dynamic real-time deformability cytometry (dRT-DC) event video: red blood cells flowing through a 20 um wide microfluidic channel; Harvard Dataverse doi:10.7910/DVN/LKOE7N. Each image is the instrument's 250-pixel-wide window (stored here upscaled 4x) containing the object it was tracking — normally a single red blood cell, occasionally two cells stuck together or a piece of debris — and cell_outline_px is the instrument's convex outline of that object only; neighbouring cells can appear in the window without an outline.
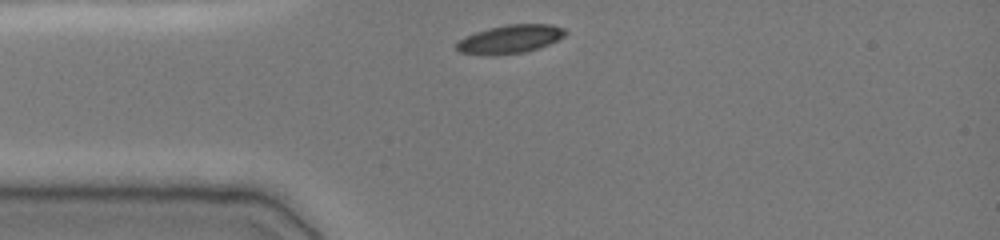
{"species": "common noctule bat (a hibernating species)", "species_latin": "Nyctalus noctula", "temperature_condition": "cold", "stored_images_in_passage": 31, "camera_frame_rate_fps": 3000, "um_per_image_px": 0.085, "animal": {"sex": "female", "body_mass_g": 19.0, "forearm_length_mm": 51.5}, "frame": {"image": 1, "passage_image": 1, "time_ms": 0.0, "image_size_px": [1000, 240], "cell_outline_px": [[568, 32], [564, 36], [540, 48], [524, 52], [496, 56], [488, 56], [460, 52], [456, 48], [456, 44], [464, 36], [488, 28], [508, 24], [552, 24], [564, 28]], "centroid_in_image_um": [43.35, 3.33], "position_along_channel_um": 41.6, "area_um2": 18.21}}
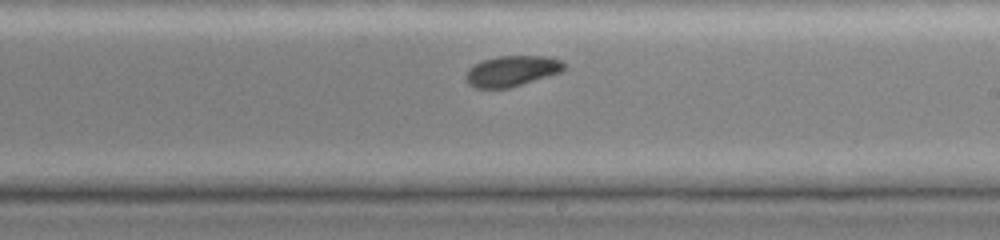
{"frame": {"image": 2, "passage_image": 18, "time_ms": 5.667, "image_size_px": [1000, 240], "cell_outline_px": [[564, 68], [560, 72], [508, 88], [476, 88], [468, 84], [464, 80], [464, 76], [468, 68], [484, 60], [496, 56], [544, 56], [560, 60], [564, 64]], "centroid_in_image_um": [43.43, 6.04], "position_along_channel_um": 245.6, "area_um2": 17.34}}
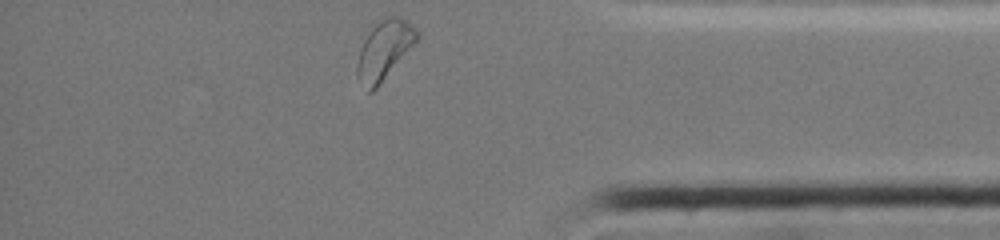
{"frame": {"image": 3, "passage_image": 31, "time_ms": 10.0, "image_size_px": [1000, 240], "cell_outline_px": [[420, 36], [380, 84], [372, 92], [368, 92], [356, 76], [356, 64], [364, 40], [372, 28], [380, 20], [388, 16], [400, 16], [416, 28], [420, 32]], "centroid_in_image_um": [32.66, 4.25], "position_along_channel_um": 402.5, "area_um2": 20.17}, "authors_computed_cell_mechanics": {"area_um2": 18.2648, "velocity_mm_per_s": 3.8548, "shape_relaxation_time_tau1_ms": 2.6943, "shape_relaxation_time_tau2_ms": 6.2107, "deformation_change_tau1": 0.0829, "deformation_change_tau2": 0.099}}